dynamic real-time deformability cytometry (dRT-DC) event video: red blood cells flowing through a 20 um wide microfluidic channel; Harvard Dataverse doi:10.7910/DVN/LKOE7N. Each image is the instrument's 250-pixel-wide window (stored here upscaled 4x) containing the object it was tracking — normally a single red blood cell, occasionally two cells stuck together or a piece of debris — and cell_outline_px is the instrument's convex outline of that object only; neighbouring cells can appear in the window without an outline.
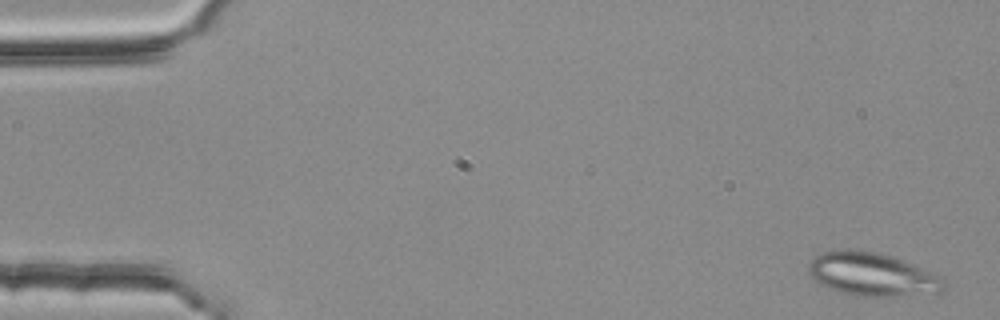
{"species": "common noctule bat (a hibernating species)", "species_latin": "Nyctalus noctula", "temperature_condition": "room temperature", "stored_images_in_passage": 4, "camera_frame_rate_fps": 3000, "um_per_image_px": 0.085, "animal": {"sex": "female", "body_mass_g": 25.1}, "frame": {"image": 1, "passage_image": 1, "time_ms": 0.0, "image_size_px": [1000, 320], "cell_outline_px": [[944, 288], [940, 292], [896, 296], [856, 296], [840, 292], [828, 288], [820, 284], [808, 272], [808, 268], [812, 260], [816, 256], [824, 252], [848, 248], [876, 252], [892, 256], [904, 260], [936, 272], [940, 276]], "centroid_in_image_um": [74.15, 23.31], "position_along_channel_um": 10.9, "area_um2": 34.16}}